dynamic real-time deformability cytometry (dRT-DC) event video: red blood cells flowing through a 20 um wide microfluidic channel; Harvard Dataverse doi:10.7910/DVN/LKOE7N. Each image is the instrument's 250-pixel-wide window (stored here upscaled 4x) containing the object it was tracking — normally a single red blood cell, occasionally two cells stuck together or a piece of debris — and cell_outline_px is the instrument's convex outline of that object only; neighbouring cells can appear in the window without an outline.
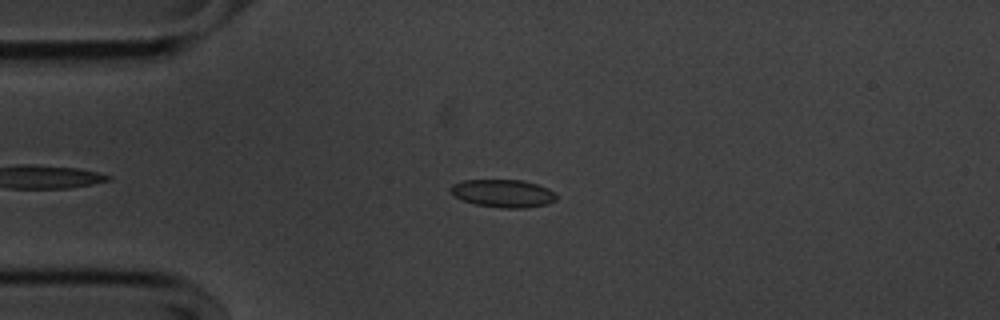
{"species": "common noctule bat (a hibernating species)", "species_latin": "Nyctalus noctula", "temperature_condition": "cold", "stored_images_in_passage": 44, "camera_frame_rate_fps": 3000, "um_per_image_px": 0.085, "animal": {"sex": "male", "body_mass_g": 20.1, "forearm_length_mm": 53.5}, "frame": {"image": 1, "passage_image": 10, "time_ms": 3.0, "image_size_px": [1000, 320], "cell_outline_px": [[556, 200], [548, 204], [524, 208], [500, 208], [476, 204], [452, 196], [448, 192], [448, 188], [452, 184], [464, 180], [520, 180], [536, 184], [548, 188], [556, 196]], "centroid_in_image_um": [42.7, 16.44], "position_along_channel_um": 42.3, "area_um2": 17.22}}
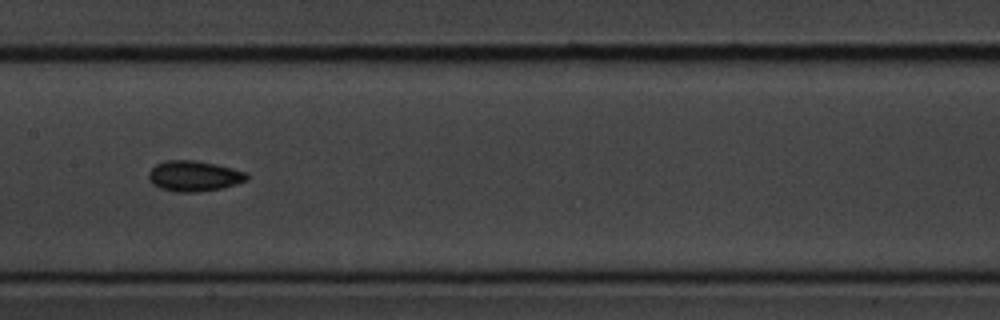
{"frame": {"image": 2, "passage_image": 24, "time_ms": 7.667, "image_size_px": [1000, 320], "cell_outline_px": [[248, 180], [236, 184], [220, 188], [196, 192], [176, 192], [160, 188], [152, 184], [148, 176], [148, 172], [156, 164], [168, 160], [196, 160], [216, 164], [248, 172]], "centroid_in_image_um": [16.5, 14.96], "position_along_channel_um": 190.9, "area_um2": 17.51}}
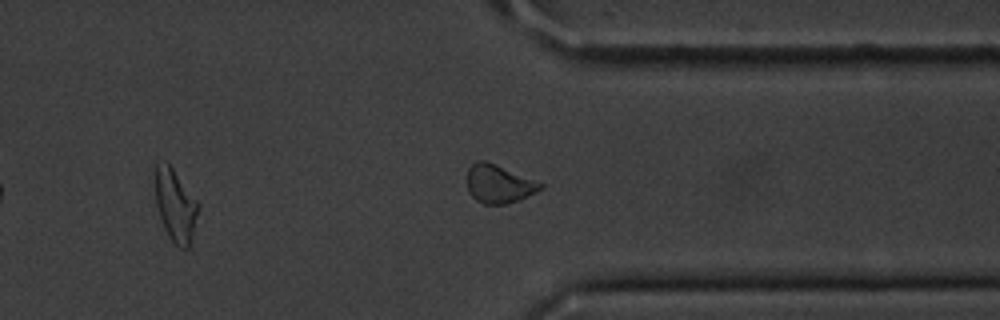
{"frame": {"image": 3, "passage_image": 39, "time_ms": 12.667, "image_size_px": [1000, 320], "cell_outline_px": [[200, 208], [192, 240], [188, 248], [180, 248], [168, 236], [164, 228], [156, 204], [156, 164], [168, 164], [172, 168], [200, 204]], "centroid_in_image_um": [14.95, 17.53], "position_along_channel_um": 396.4, "area_um2": 17.86}, "authors_computed_cell_mechanics": {"area_um2": 16.9065, "velocity_mm_per_s": 3.5938, "shape_relaxation_time_tau1_ms": 2.8423, "shape_relaxation_time_tau2_ms": null, "deformation_change_tau1": 0.0619, "deformation_change_tau2": null}}